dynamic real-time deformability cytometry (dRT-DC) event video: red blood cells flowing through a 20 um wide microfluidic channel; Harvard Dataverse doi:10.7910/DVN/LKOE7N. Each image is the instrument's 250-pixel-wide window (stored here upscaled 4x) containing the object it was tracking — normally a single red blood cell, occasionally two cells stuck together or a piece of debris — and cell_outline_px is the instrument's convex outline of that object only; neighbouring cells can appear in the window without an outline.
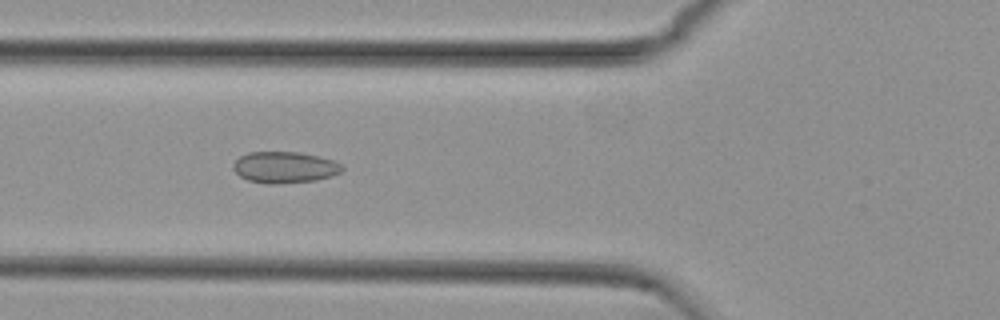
{"species": "common noctule bat (a hibernating species)", "species_latin": "Nyctalus noctula", "temperature_condition": "cold", "stored_images_in_passage": 54, "camera_frame_rate_fps": 3000, "um_per_image_px": 0.085, "animal": {"sex": "female", "body_mass_g": 29.2, "forearm_length_mm": 56.3}, "frame": {"image": 1, "passage_image": 19, "time_ms": 6.0, "image_size_px": [1000, 320], "cell_outline_px": [[344, 168], [340, 172], [332, 176], [316, 180], [276, 184], [268, 184], [248, 180], [240, 176], [232, 168], [232, 164], [240, 156], [248, 152], [300, 152], [332, 160], [340, 164]], "centroid_in_image_um": [24.17, 14.22], "position_along_channel_um": 101.6, "area_um2": 19.83}}
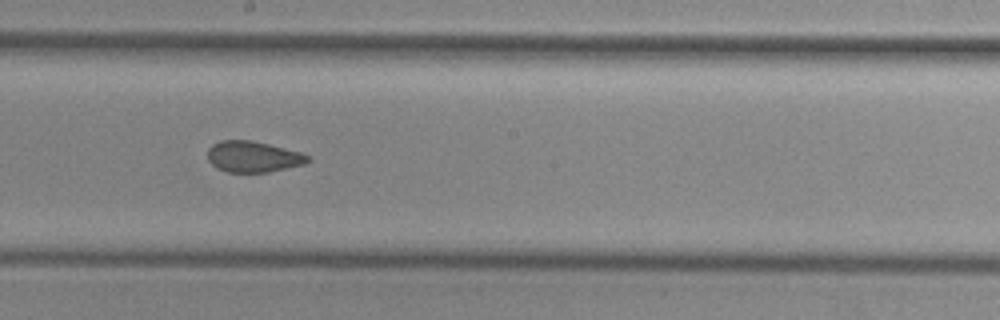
{"frame": {"image": 2, "passage_image": 29, "time_ms": 9.333, "image_size_px": [1000, 320], "cell_outline_px": [[312, 160], [304, 164], [268, 172], [228, 172], [216, 168], [208, 160], [208, 148], [212, 144], [220, 140], [252, 140], [300, 152], [312, 156]], "centroid_in_image_um": [21.52, 13.31], "position_along_channel_um": 226.7, "area_um2": 18.21}}
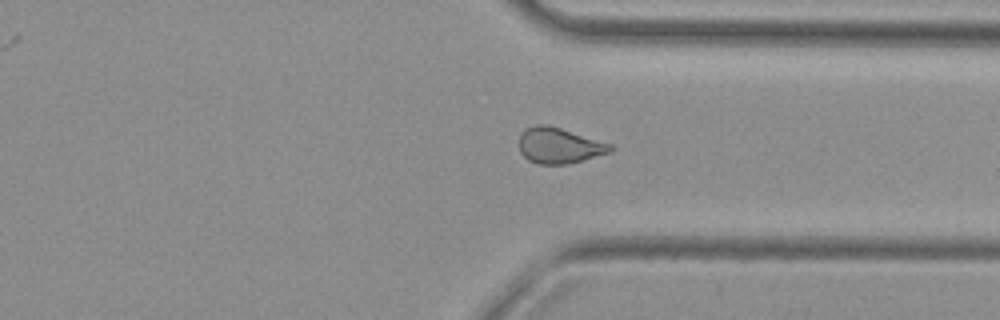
{"frame": {"image": 3, "passage_image": 40, "time_ms": 13.0, "image_size_px": [1000, 320], "cell_outline_px": [[616, 148], [612, 152], [568, 164], [536, 164], [528, 160], [520, 152], [520, 136], [528, 128], [536, 124], [548, 124], [612, 144]], "centroid_in_image_um": [47.57, 12.38], "position_along_channel_um": 363.8, "area_um2": 19.02}, "authors_computed_cell_mechanics": {"area_um2": 19.5075, "velocity_mm_per_s": 3.747, "shape_relaxation_time_tau1_ms": null, "shape_relaxation_time_tau2_ms": 1.5245, "deformation_change_tau1": null, "deformation_change_tau2": 0.0695}}